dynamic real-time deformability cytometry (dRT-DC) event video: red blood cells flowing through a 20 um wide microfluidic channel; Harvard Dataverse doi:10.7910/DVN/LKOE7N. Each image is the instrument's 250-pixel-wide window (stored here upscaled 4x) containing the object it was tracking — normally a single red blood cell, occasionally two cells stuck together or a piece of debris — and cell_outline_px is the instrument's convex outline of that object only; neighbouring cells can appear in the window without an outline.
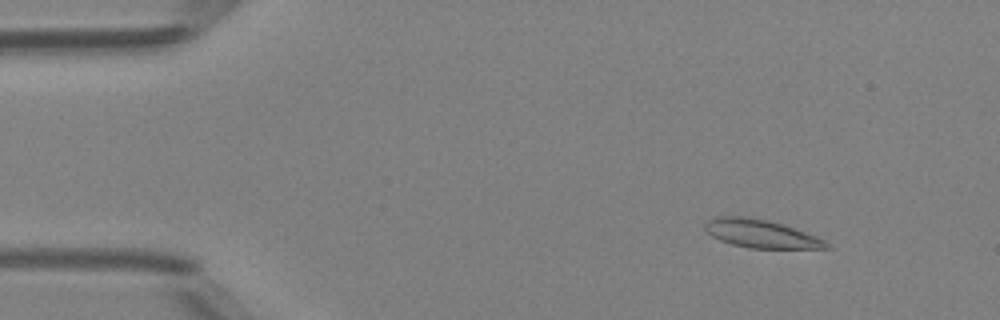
{"species": "Egyptian fruit bat (a non-hibernating species)", "species_latin": "Rousettus aegyptiacus", "temperature_condition": "room temperature", "stored_images_in_passage": 49, "camera_frame_rate_fps": 3000, "um_per_image_px": 0.085, "animal": {"sex": "female"}, "frame": {"image": 1, "passage_image": 6, "time_ms": 1.667, "image_size_px": [1000, 320], "cell_outline_px": [[832, 248], [748, 248], [732, 244], [720, 240], [712, 236], [704, 228], [704, 224], [708, 220], [716, 216], [748, 216], [768, 220], [816, 236], [832, 244]], "centroid_in_image_um": [64.66, 19.86], "position_along_channel_um": 20.3, "area_um2": 19.83}}
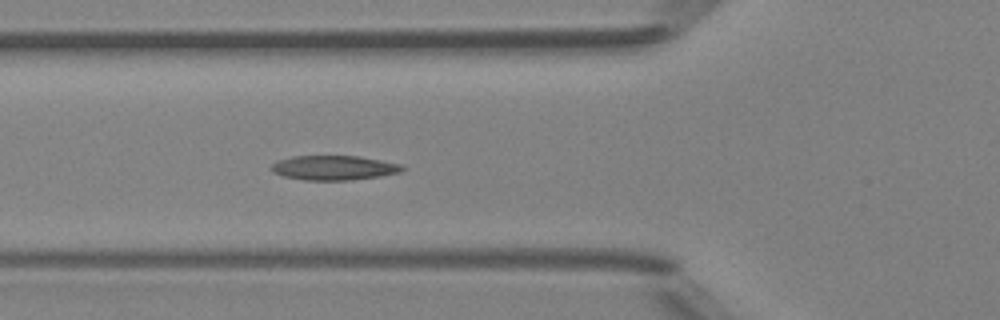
{"frame": {"image": 2, "passage_image": 18, "time_ms": 5.667, "image_size_px": [1000, 320], "cell_outline_px": [[408, 168], [400, 172], [380, 176], [352, 180], [304, 180], [284, 176], [272, 172], [272, 164], [276, 160], [292, 156], [360, 156], [400, 164]], "centroid_in_image_um": [28.39, 14.26], "position_along_channel_um": 97.4, "area_um2": 18.79}}
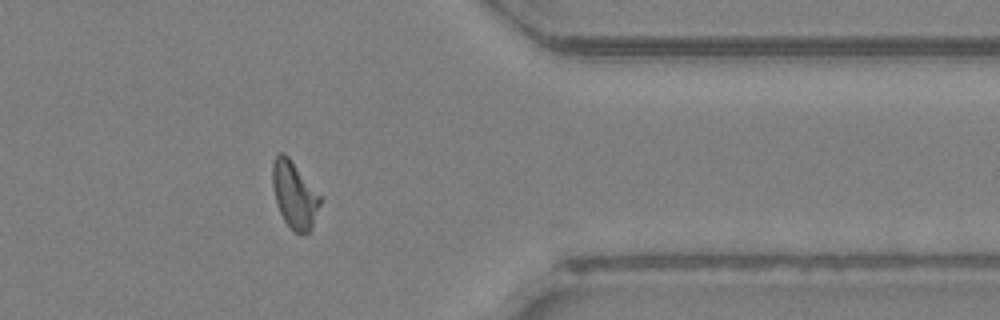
{"frame": {"image": 3, "passage_image": 40, "time_ms": 13.0, "image_size_px": [1000, 320], "cell_outline_px": [[324, 196], [312, 224], [308, 232], [296, 232], [284, 220], [276, 204], [272, 184], [272, 164], [276, 156], [280, 152], [284, 152], [288, 156]], "centroid_in_image_um": [25.05, 16.49], "position_along_channel_um": 386.4, "area_um2": 18.67}, "authors_computed_cell_mechanics": {"area_um2": 18.0914, "velocity_mm_per_s": 4.1445, "shape_relaxation_time_tau1_ms": null, "shape_relaxation_time_tau2_ms": 3.6732, "deformation_change_tau1": null, "deformation_change_tau2": 0.0937}}